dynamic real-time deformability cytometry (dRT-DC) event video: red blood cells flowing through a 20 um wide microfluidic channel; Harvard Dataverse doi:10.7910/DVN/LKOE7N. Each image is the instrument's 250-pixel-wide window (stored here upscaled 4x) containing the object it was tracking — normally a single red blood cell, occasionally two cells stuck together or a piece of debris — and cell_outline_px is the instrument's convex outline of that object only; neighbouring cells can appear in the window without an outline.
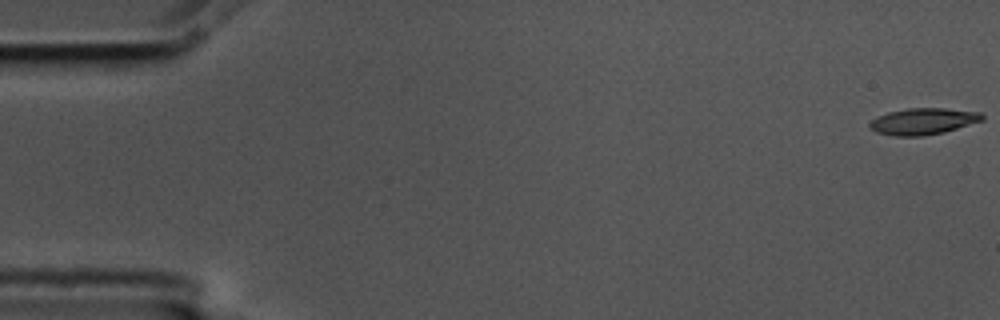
{"species": "common noctule bat (a hibernating species)", "species_latin": "Nyctalus noctula", "temperature_condition": "cold", "stored_images_in_passage": 58, "camera_frame_rate_fps": 3000, "um_per_image_px": 0.085, "animal": {"sex": "male", "body_mass_g": 17.5, "forearm_length_mm": 52.3}, "frame": {"image": 1, "passage_image": 1, "time_ms": 0.0, "image_size_px": [1000, 320], "cell_outline_px": [[984, 120], [944, 132], [924, 136], [896, 136], [876, 132], [868, 124], [872, 120], [888, 112], [908, 108], [944, 108], [980, 112], [984, 116]], "centroid_in_image_um": [78.5, 10.31], "position_along_channel_um": 6.5, "area_um2": 17.22}}
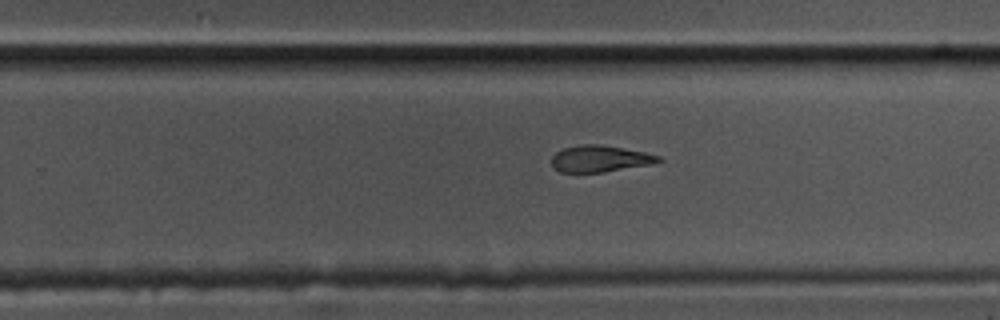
{"frame": {"image": 2, "passage_image": 36, "time_ms": 11.667, "image_size_px": [1000, 320], "cell_outline_px": [[664, 160], [652, 164], [604, 172], [560, 172], [552, 168], [552, 156], [556, 152], [564, 148], [580, 144], [600, 144], [644, 152], [660, 156]], "centroid_in_image_um": [50.99, 13.49], "position_along_channel_um": 278.8, "area_um2": 16.59}}
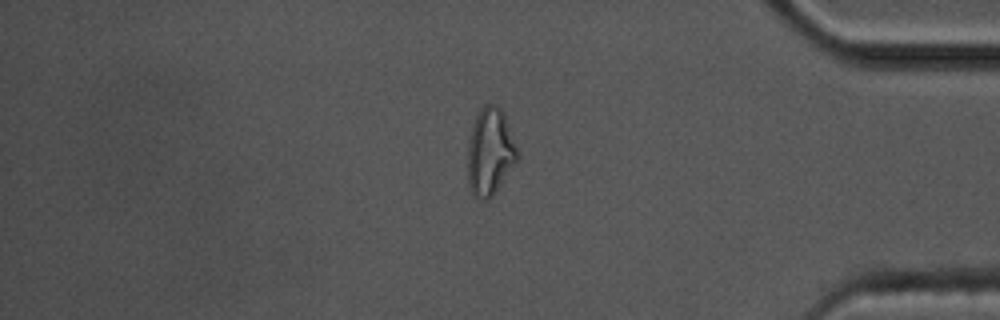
{"frame": {"image": 3, "passage_image": 48, "time_ms": 15.667, "image_size_px": [1000, 320], "cell_outline_px": [[520, 156], [492, 196], [488, 200], [484, 200], [476, 196], [472, 192], [468, 184], [468, 140], [476, 116], [480, 108], [484, 104], [496, 104], [504, 112]], "centroid_in_image_um": [41.66, 12.87], "position_along_channel_um": 393.5, "area_um2": 25.14}}